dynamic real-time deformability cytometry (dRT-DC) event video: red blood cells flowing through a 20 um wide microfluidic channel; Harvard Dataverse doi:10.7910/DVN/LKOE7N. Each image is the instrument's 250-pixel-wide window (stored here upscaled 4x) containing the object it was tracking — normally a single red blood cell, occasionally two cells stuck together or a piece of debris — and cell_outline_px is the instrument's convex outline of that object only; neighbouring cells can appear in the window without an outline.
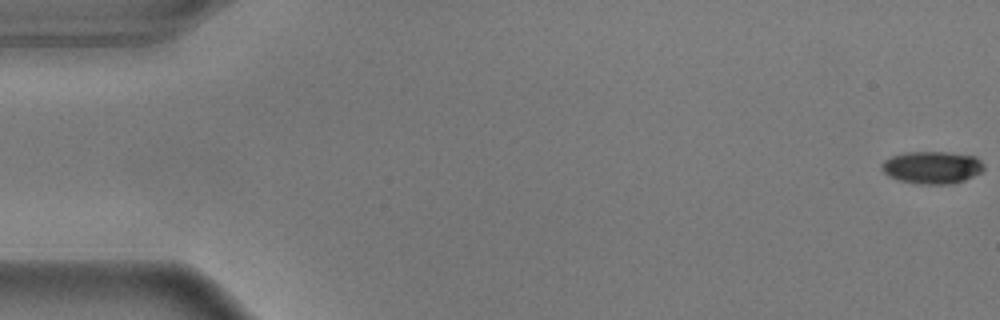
{"species": "common noctule bat (a hibernating species)", "species_latin": "Nyctalus noctula", "temperature_condition": "warm", "stored_images_in_passage": 52, "camera_frame_rate_fps": 3000, "um_per_image_px": 0.085, "animal": {"sex": "male", "body_mass_g": 17.9}, "frame": {"image": 1, "passage_image": 1, "time_ms": 0.0, "image_size_px": [1000, 320], "cell_outline_px": [[984, 168], [980, 172], [964, 180], [952, 184], [920, 184], [900, 180], [888, 176], [880, 168], [880, 164], [884, 160], [892, 156], [904, 152], [948, 152], [976, 156], [984, 164]], "centroid_in_image_um": [79.21, 14.22], "position_along_channel_um": 5.8, "area_um2": 19.36}}
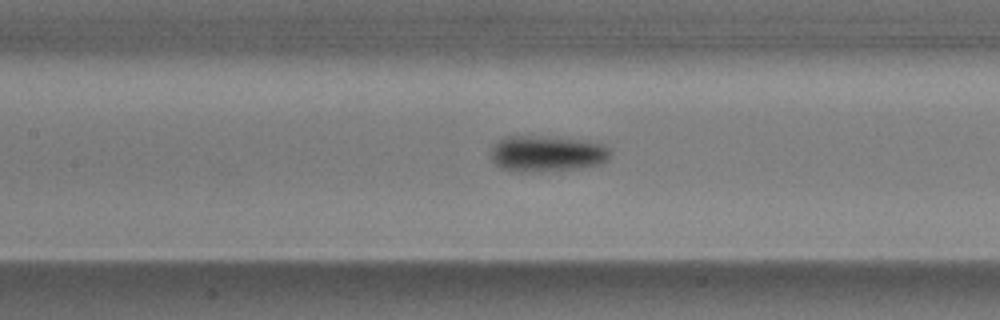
{"frame": {"image": 2, "passage_image": 26, "time_ms": 8.333, "image_size_px": [1000, 320], "cell_outline_px": [[612, 152], [608, 160], [600, 164], [584, 168], [520, 172], [500, 168], [492, 160], [492, 148], [500, 140], [508, 136], [524, 136], [588, 140], [604, 144]], "centroid_in_image_um": [46.55, 13.07], "position_along_channel_um": 160.8, "area_um2": 24.91}}
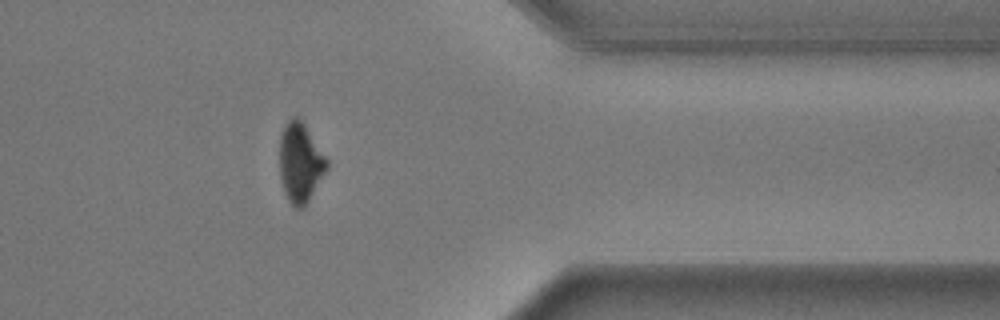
{"frame": {"image": 3, "passage_image": 46, "time_ms": 15.0, "image_size_px": [1000, 320], "cell_outline_px": [[328, 168], [304, 208], [296, 208], [288, 200], [284, 192], [280, 176], [280, 136], [284, 124], [292, 116], [296, 116], [304, 124], [328, 160]], "centroid_in_image_um": [25.51, 13.83], "position_along_channel_um": 385.9, "area_um2": 21.79}, "authors_computed_cell_mechanics": {"area_um2": 22.0796, "velocity_mm_per_s": 3.6269, "shape_relaxation_time_tau1_ms": 1.9636, "shape_relaxation_time_tau2_ms": 8.683, "deformation_change_tau1": 0.1758, "deformation_change_tau2": 0.1273}}